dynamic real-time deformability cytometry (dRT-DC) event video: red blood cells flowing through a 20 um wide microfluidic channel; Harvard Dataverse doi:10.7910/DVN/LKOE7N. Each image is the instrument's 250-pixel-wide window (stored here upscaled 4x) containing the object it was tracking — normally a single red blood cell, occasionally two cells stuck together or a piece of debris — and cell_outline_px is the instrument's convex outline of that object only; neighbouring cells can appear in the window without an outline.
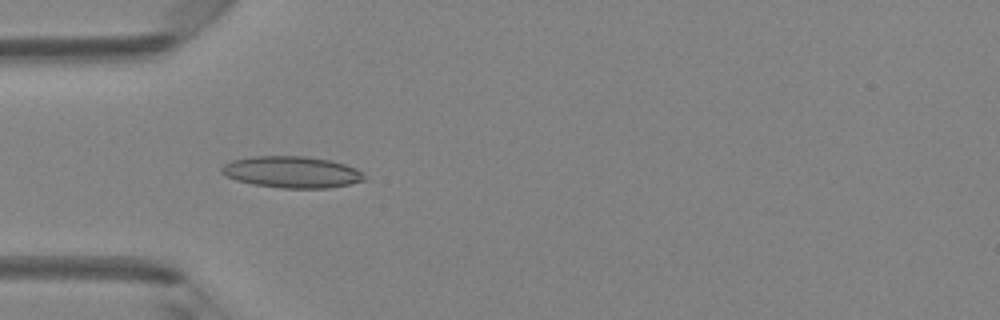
{"species": "Egyptian fruit bat (a non-hibernating species)", "species_latin": "Rousettus aegyptiacus", "temperature_condition": "room temperature", "stored_images_in_passage": 48, "camera_frame_rate_fps": 3000, "um_per_image_px": 0.085, "animal": {"sex": "female"}, "frame": {"image": 1, "passage_image": 15, "time_ms": 4.667, "image_size_px": [1000, 320], "cell_outline_px": [[368, 180], [328, 188], [280, 188], [252, 184], [236, 180], [220, 172], [220, 168], [224, 164], [232, 160], [252, 156], [304, 156], [332, 160], [356, 168]], "centroid_in_image_um": [24.8, 14.62], "position_along_channel_um": 60.2, "area_um2": 26.3}}
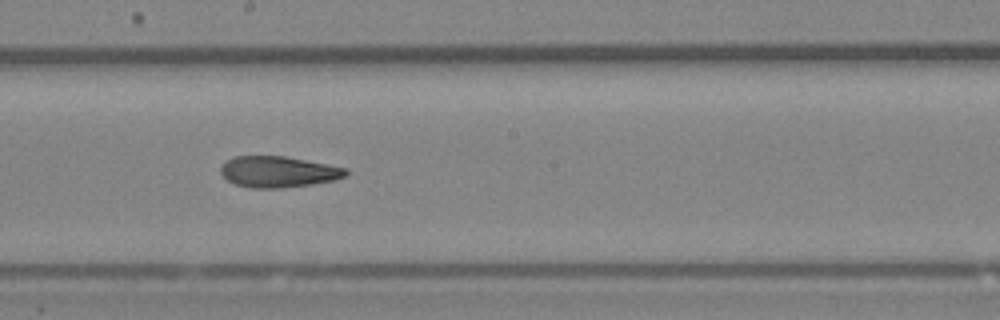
{"frame": {"image": 2, "passage_image": 27, "time_ms": 8.667, "image_size_px": [1000, 320], "cell_outline_px": [[348, 176], [336, 180], [312, 184], [280, 188], [252, 188], [236, 184], [228, 180], [220, 172], [220, 168], [224, 160], [236, 156], [284, 156], [348, 168]], "centroid_in_image_um": [23.67, 14.6], "position_along_channel_um": 224.5, "area_um2": 22.77}}
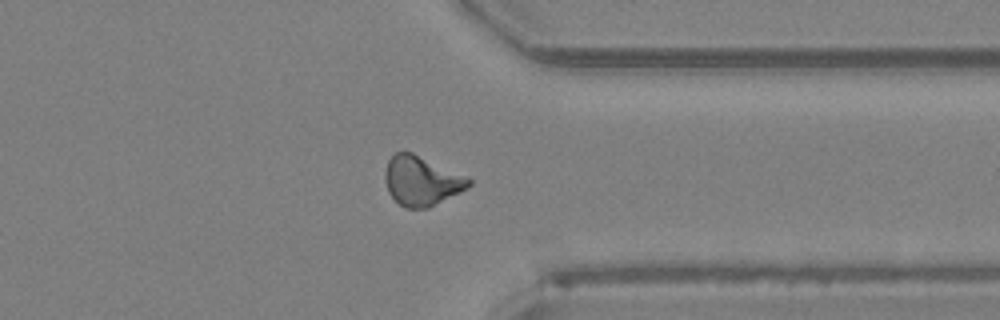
{"frame": {"image": 3, "passage_image": 38, "time_ms": 12.333, "image_size_px": [1000, 320], "cell_outline_px": [[472, 184], [468, 188], [428, 208], [404, 208], [388, 192], [384, 176], [384, 172], [388, 160], [396, 152], [412, 152], [468, 176], [472, 180]], "centroid_in_image_um": [35.85, 15.36], "position_along_channel_um": 375.6, "area_um2": 24.22}, "authors_computed_cell_mechanics": {"area_um2": 23.4379, "velocity_mm_per_s": 4.1841, "shape_relaxation_time_tau1_ms": null, "shape_relaxation_time_tau2_ms": 5.1113, "deformation_change_tau1": null, "deformation_change_tau2": 0.1336}}